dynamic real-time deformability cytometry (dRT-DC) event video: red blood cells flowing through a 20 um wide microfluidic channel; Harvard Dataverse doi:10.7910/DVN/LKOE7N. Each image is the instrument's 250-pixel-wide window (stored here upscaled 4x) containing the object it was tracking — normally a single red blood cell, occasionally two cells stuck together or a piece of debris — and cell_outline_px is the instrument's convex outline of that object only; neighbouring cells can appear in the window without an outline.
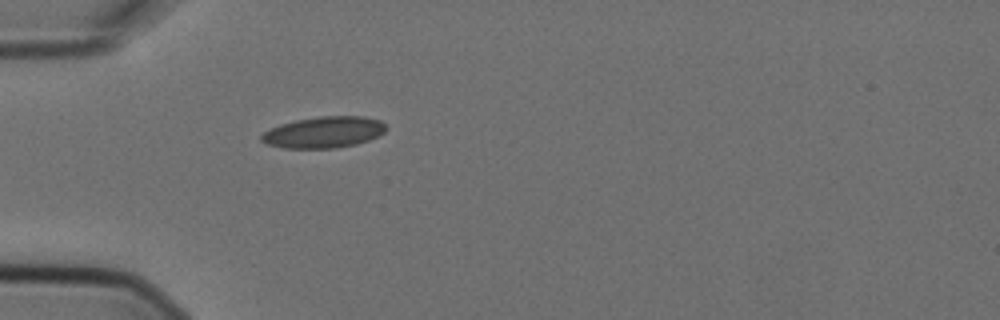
{"species": "Egyptian fruit bat (a non-hibernating species)", "species_latin": "Rousettus aegyptiacus", "temperature_condition": "cold", "stored_images_in_passage": 1, "camera_frame_rate_fps": 3000, "um_per_image_px": 0.085, "animal": {"sex": "female"}, "frame": {"image": 1, "passage_image": 1, "time_ms": 0.0, "image_size_px": [1000, 320], "cell_outline_px": [[384, 132], [368, 140], [356, 144], [336, 148], [284, 148], [268, 144], [260, 140], [260, 136], [264, 132], [280, 124], [296, 120], [320, 116], [364, 116], [380, 120], [384, 124]], "centroid_in_image_um": [27.51, 11.24], "position_along_channel_um": 57.5, "area_um2": 22.54}}